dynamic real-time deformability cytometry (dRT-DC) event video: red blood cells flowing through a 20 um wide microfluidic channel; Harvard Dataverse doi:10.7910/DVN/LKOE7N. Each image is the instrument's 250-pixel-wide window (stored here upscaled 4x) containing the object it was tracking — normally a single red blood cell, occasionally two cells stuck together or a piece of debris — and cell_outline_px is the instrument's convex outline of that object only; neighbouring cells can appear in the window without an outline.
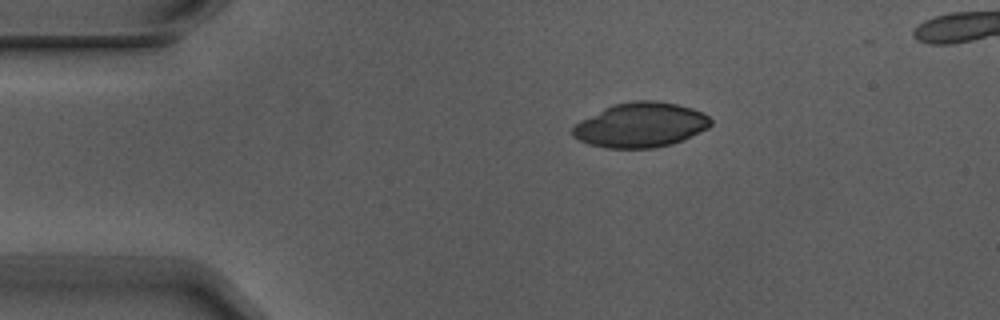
{"species": "Egyptian fruit bat (a non-hibernating species)", "species_latin": "Rousettus aegyptiacus", "temperature_condition": "warm", "stored_images_in_passage": 3, "camera_frame_rate_fps": 3000, "um_per_image_px": 0.085, "animal": {"sex": "male"}, "frame": {"image": 1, "passage_image": 1, "time_ms": 0.0, "image_size_px": [1000, 320], "cell_outline_px": [[712, 124], [708, 128], [672, 144], [652, 148], [608, 148], [588, 144], [572, 136], [572, 128], [580, 120], [612, 104], [636, 100], [656, 100], [676, 104], [692, 108], [704, 112], [712, 120]], "centroid_in_image_um": [54.45, 10.61], "position_along_channel_um": 30.6, "area_um2": 36.01}}